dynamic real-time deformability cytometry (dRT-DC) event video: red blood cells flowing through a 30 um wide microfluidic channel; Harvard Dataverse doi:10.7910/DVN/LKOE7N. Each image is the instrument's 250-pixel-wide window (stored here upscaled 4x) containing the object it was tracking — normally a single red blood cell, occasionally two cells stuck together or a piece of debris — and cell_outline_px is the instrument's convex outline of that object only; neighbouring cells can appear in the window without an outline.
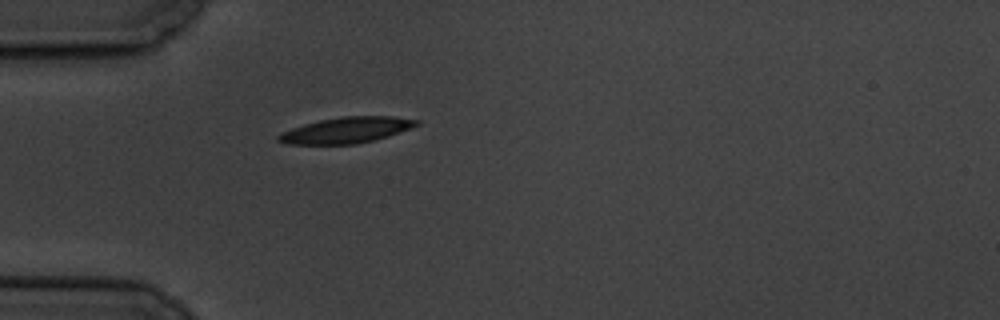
{"species": "common noctule bat (a hibernating species)", "species_latin": "Nyctalus noctula", "temperature_condition": "cold", "stored_images_in_passage": 1, "camera_frame_rate_fps": 3000, "um_per_image_px": 0.085, "animal": {"sex": "male", "body_mass_g": 19.5, "forearm_length_mm": 54.6}, "frame": {"image": 1, "passage_image": 1, "time_ms": 0.0, "image_size_px": [1000, 320], "cell_outline_px": [[420, 124], [388, 136], [356, 144], [288, 144], [276, 140], [276, 136], [280, 132], [304, 124], [320, 120], [344, 116], [392, 116], [420, 120]], "centroid_in_image_um": [29.41, 11.06], "position_along_channel_um": 55.6, "area_um2": 20.75}}